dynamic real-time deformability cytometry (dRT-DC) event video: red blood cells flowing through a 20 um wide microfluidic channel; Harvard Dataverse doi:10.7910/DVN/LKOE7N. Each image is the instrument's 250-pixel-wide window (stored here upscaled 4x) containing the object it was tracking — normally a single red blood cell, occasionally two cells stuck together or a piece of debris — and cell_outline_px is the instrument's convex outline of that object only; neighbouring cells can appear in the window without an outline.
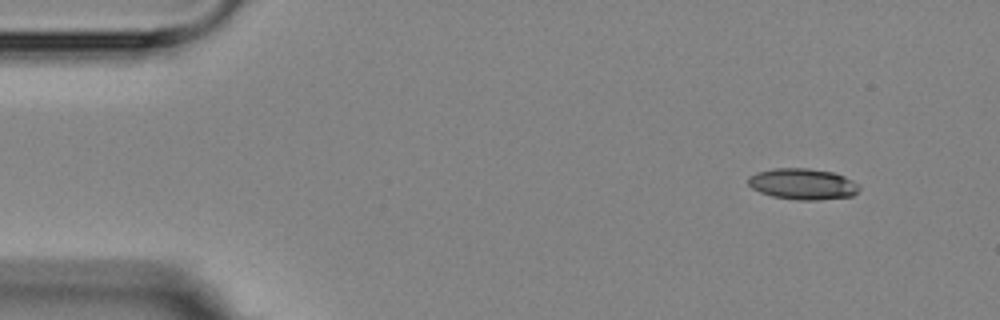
{"species": "Egyptian fruit bat (a non-hibernating species)", "species_latin": "Rousettus aegyptiacus", "temperature_condition": "room temperature", "stored_images_in_passage": 3, "camera_frame_rate_fps": 3000, "um_per_image_px": 0.085, "animal": {"sex": "female"}, "frame": {"image": 1, "passage_image": 1, "time_ms": 0.0, "image_size_px": [1000, 320], "cell_outline_px": [[860, 188], [852, 196], [816, 200], [800, 200], [772, 196], [760, 192], [752, 188], [748, 184], [748, 176], [756, 172], [772, 168], [808, 168], [832, 172], [844, 176], [852, 180]], "centroid_in_image_um": [68.19, 15.63], "position_along_channel_um": 16.8, "area_um2": 20.06}}